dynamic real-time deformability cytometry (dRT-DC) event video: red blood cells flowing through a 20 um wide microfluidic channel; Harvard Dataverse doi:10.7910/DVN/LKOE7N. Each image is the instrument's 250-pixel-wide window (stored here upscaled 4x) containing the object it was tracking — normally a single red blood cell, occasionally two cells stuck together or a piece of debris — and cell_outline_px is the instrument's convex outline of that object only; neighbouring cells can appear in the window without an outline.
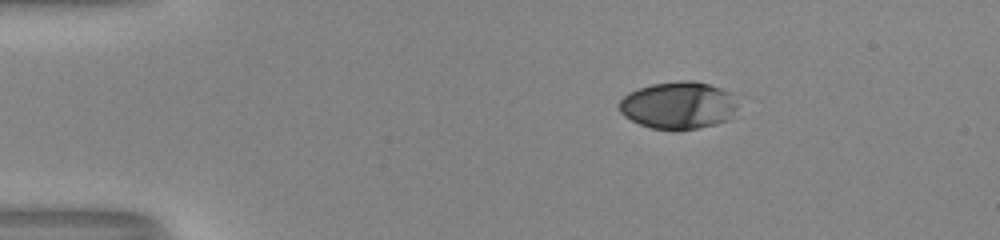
{"species": "human", "species_latin": "Homo sapiens", "temperature_condition": "room temperature", "stored_images_in_passage": 44, "camera_frame_rate_fps": 3000, "um_per_image_px": 0.085, "donor": {"sex": "male"}, "frame": {"image": 1, "passage_image": 1, "time_ms": 0.0, "image_size_px": [1000, 240], "cell_outline_px": [[736, 108], [728, 120], [716, 124], [680, 132], [676, 132], [652, 128], [640, 124], [624, 116], [620, 112], [620, 100], [628, 92], [652, 84], [680, 80], [692, 80], [708, 84], [732, 92], [736, 104]], "centroid_in_image_um": [57.66, 8.97], "position_along_channel_um": 27.3, "area_um2": 33.0}}
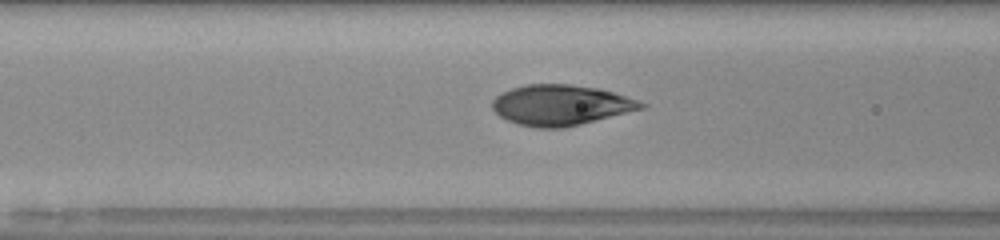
{"frame": {"image": 2, "passage_image": 14, "time_ms": 4.333, "image_size_px": [1000, 240], "cell_outline_px": [[648, 104], [644, 108], [564, 128], [536, 128], [516, 124], [500, 116], [492, 108], [492, 100], [496, 96], [512, 88], [528, 84], [568, 84], [600, 88], [640, 100]], "centroid_in_image_um": [47.68, 8.93], "position_along_channel_um": 118.9, "area_um2": 35.08}}
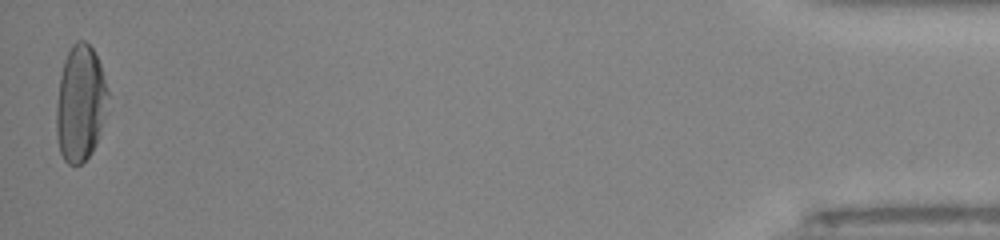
{"frame": {"image": 3, "passage_image": 44, "time_ms": 14.333, "image_size_px": [1000, 240], "cell_outline_px": [[108, 96], [104, 116], [96, 144], [92, 152], [80, 164], [68, 164], [64, 160], [60, 152], [56, 136], [56, 104], [60, 76], [64, 60], [72, 44], [76, 40], [84, 40], [92, 48], [100, 64], [108, 88]], "centroid_in_image_um": [6.81, 8.77], "position_along_channel_um": 428.4, "area_um2": 34.85}, "authors_computed_cell_mechanics": {"area_um2": 34.6222, "velocity_mm_per_s": 4.0156, "shape_relaxation_time_tau1_ms": 4.0786, "shape_relaxation_time_tau2_ms": null, "deformation_change_tau1": 0.2195, "deformation_change_tau2": null}}